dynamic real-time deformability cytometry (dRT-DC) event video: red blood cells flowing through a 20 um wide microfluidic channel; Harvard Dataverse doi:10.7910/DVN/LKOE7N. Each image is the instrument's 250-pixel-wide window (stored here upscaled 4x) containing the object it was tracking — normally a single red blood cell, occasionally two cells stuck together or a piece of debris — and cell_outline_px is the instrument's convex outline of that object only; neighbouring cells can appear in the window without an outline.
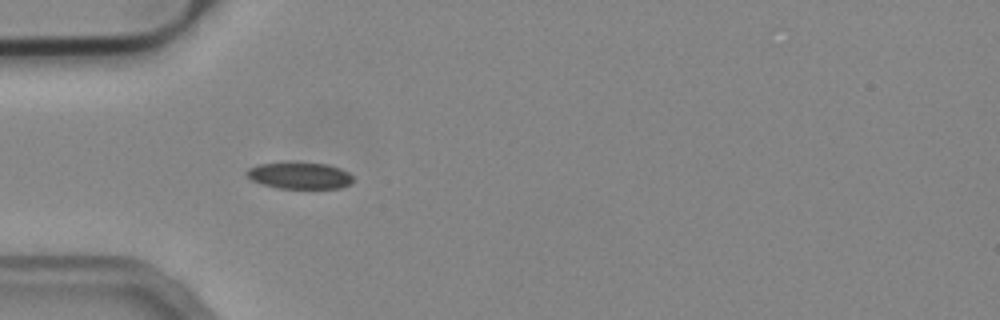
{"species": "common noctule bat (a hibernating species)", "species_latin": "Nyctalus noctula", "temperature_condition": "cold", "stored_images_in_passage": 45, "camera_frame_rate_fps": 3000, "um_per_image_px": 0.085, "animal": {"sex": "male", "body_mass_g": 19.2, "forearm_length_mm": 51.8}, "frame": {"image": 1, "passage_image": 14, "time_ms": 4.333, "image_size_px": [1000, 320], "cell_outline_px": [[352, 184], [340, 188], [276, 188], [252, 180], [244, 172], [248, 168], [256, 164], [284, 160], [288, 160], [328, 164], [340, 168], [348, 172], [352, 176]], "centroid_in_image_um": [25.43, 14.87], "position_along_channel_um": 59.6, "area_um2": 17.17}, "authors_computed_cell_mechanics": {"area_um2": 16.7042, "velocity_mm_per_s": 3.8091, "shape_relaxation_time_tau1_ms": null, "shape_relaxation_time_tau2_ms": 2.9178, "deformation_change_tau1": null, "deformation_change_tau2": 0.0573}}